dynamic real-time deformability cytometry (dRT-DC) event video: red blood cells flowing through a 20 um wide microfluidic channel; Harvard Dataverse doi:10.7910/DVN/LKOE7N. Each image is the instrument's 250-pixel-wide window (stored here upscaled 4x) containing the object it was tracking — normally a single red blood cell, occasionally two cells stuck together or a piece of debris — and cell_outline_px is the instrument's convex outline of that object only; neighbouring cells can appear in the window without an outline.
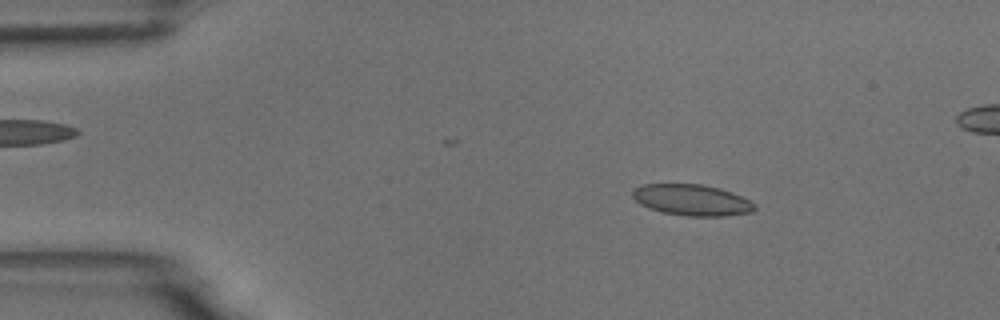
{"species": "common noctule bat (a hibernating species)", "species_latin": "Nyctalus noctula", "temperature_condition": "room temperature", "stored_images_in_passage": 43, "camera_frame_rate_fps": 3000, "um_per_image_px": 0.085, "animal": {"sex": "male", "body_mass_g": 18.8}, "frame": {"image": 1, "passage_image": 8, "time_ms": 2.333, "image_size_px": [1000, 320], "cell_outline_px": [[756, 208], [752, 212], [724, 216], [684, 216], [660, 212], [648, 208], [640, 204], [632, 196], [632, 188], [644, 184], [700, 184], [720, 188], [732, 192], [756, 204]], "centroid_in_image_um": [58.78, 17.0], "position_along_channel_um": 26.2, "area_um2": 22.31}}
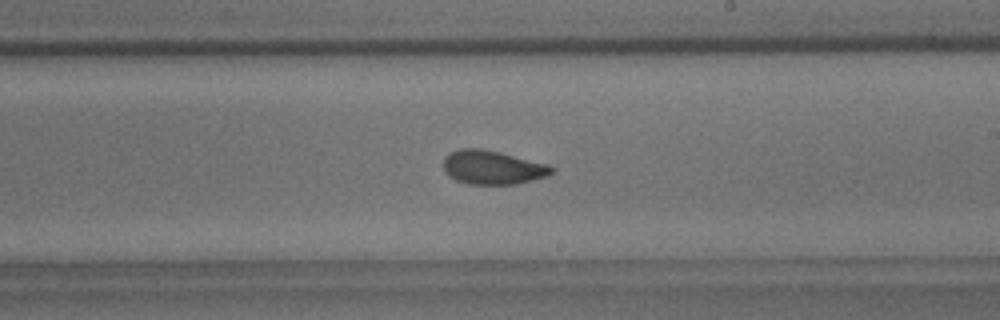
{"frame": {"image": 2, "passage_image": 31, "time_ms": 10.0, "image_size_px": [1000, 320], "cell_outline_px": [[556, 172], [548, 176], [516, 184], [468, 184], [456, 180], [448, 176], [444, 168], [444, 156], [460, 148], [480, 148], [500, 152], [548, 164], [556, 168]], "centroid_in_image_um": [41.9, 14.23], "position_along_channel_um": 247.1, "area_um2": 21.5}}
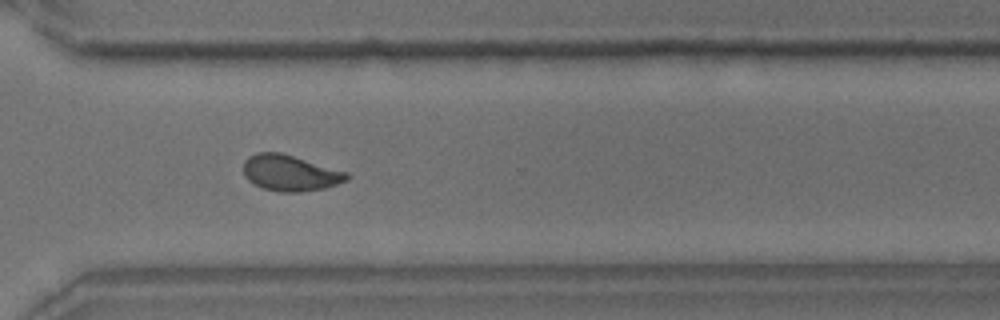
{"frame": {"image": 3, "passage_image": 39, "time_ms": 12.667, "image_size_px": [1000, 320], "cell_outline_px": [[352, 176], [348, 180], [324, 188], [300, 192], [280, 192], [264, 188], [248, 180], [244, 176], [244, 160], [248, 156], [256, 152], [280, 152], [348, 172]], "centroid_in_image_um": [24.67, 14.69], "position_along_channel_um": 345.9, "area_um2": 21.68}, "authors_computed_cell_mechanics": {"area_um2": 21.675, "velocity_mm_per_s": 3.7112, "shape_relaxation_time_tau1_ms": 5.4879, "shape_relaxation_time_tau2_ms": 1.3508, "deformation_change_tau1": 0.1356, "deformation_change_tau2": 0.0626}}